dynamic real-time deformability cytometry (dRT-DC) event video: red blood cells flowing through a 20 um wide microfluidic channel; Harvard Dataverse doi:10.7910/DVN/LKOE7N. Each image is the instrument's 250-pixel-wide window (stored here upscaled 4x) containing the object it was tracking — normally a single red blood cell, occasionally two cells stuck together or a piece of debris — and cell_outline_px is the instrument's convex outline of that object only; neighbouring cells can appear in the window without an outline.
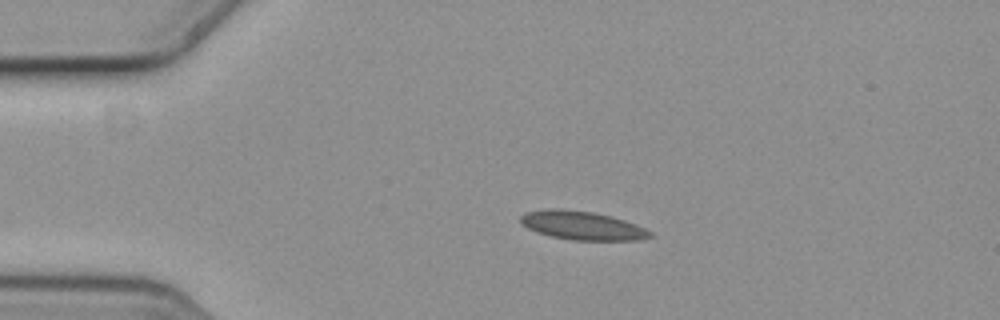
{"species": "common noctule bat (a hibernating species)", "species_latin": "Nyctalus noctula", "temperature_condition": "cold", "stored_images_in_passage": 4, "camera_frame_rate_fps": 3000, "um_per_image_px": 0.085, "animal": {"sex": "female", "body_mass_g": 19.3, "forearm_length_mm": 54.1}, "frame": {"image": 1, "passage_image": 1, "time_ms": 0.0, "image_size_px": [1000, 320], "cell_outline_px": [[652, 236], [640, 240], [572, 240], [552, 236], [536, 232], [520, 224], [520, 216], [524, 212], [544, 208], [560, 208], [592, 212], [612, 216], [636, 224], [652, 232]], "centroid_in_image_um": [49.44, 19.15], "position_along_channel_um": 35.6, "area_um2": 21.79}}
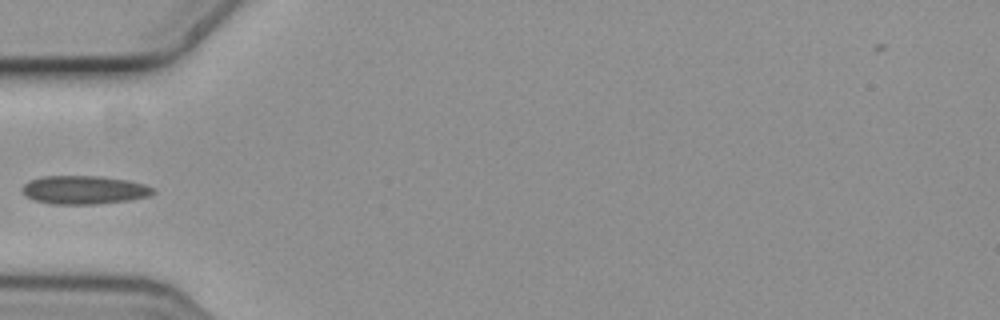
{"frame": {"image": 2, "passage_image": 3, "time_ms": 0.667, "image_size_px": [1000, 320], "cell_outline_px": [[156, 192], [152, 196], [128, 200], [96, 204], [52, 204], [32, 200], [24, 196], [20, 192], [20, 188], [28, 180], [44, 176], [100, 176], [128, 180], [144, 184], [152, 188]], "centroid_in_image_um": [7.1, 16.14], "position_along_channel_um": 77.9, "area_um2": 22.02}}
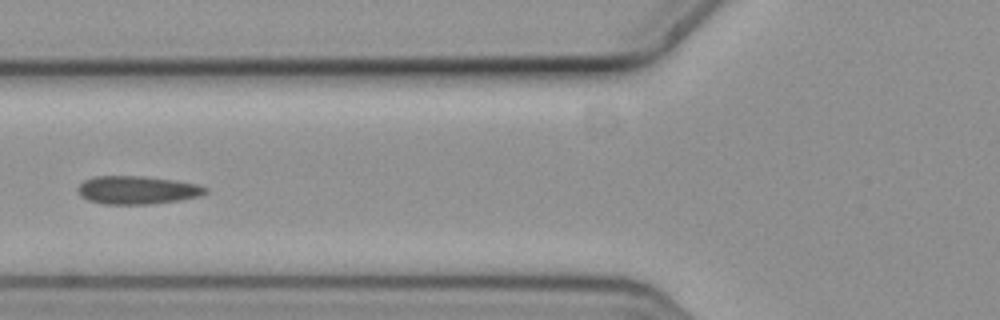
{"frame": {"image": 3, "passage_image": 4, "time_ms": 1.0, "image_size_px": [1000, 320], "cell_outline_px": [[208, 192], [200, 196], [180, 200], [152, 204], [104, 204], [88, 200], [80, 196], [76, 188], [84, 180], [96, 176], [144, 176], [172, 180], [196, 184], [208, 188]], "centroid_in_image_um": [11.65, 16.16], "position_along_channel_um": 114.2, "area_um2": 20.98}}